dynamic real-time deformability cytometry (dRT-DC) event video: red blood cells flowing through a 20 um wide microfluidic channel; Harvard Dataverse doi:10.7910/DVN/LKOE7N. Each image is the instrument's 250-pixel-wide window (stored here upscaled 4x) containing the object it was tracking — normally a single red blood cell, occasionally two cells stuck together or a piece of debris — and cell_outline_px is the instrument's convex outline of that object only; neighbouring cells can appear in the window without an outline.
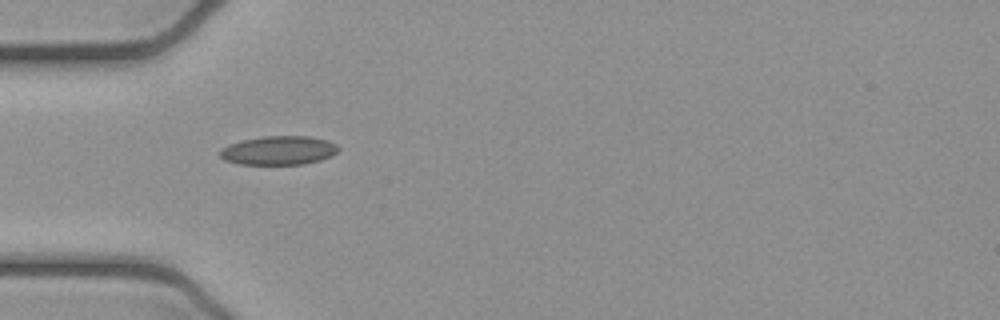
{"species": "common noctule bat (a hibernating species)", "species_latin": "Nyctalus noctula", "temperature_condition": "cold", "stored_images_in_passage": 2, "camera_frame_rate_fps": 3000, "um_per_image_px": 0.085, "animal": {"sex": "female", "body_mass_g": 21.9}, "frame": {"image": 1, "passage_image": 1, "time_ms": 0.0, "image_size_px": [1000, 320], "cell_outline_px": [[340, 148], [332, 156], [320, 160], [304, 164], [236, 164], [224, 160], [220, 156], [220, 148], [228, 144], [244, 140], [264, 136], [308, 136], [328, 140], [336, 144]], "centroid_in_image_um": [23.68, 12.79], "position_along_channel_um": 61.3, "area_um2": 20.0}}
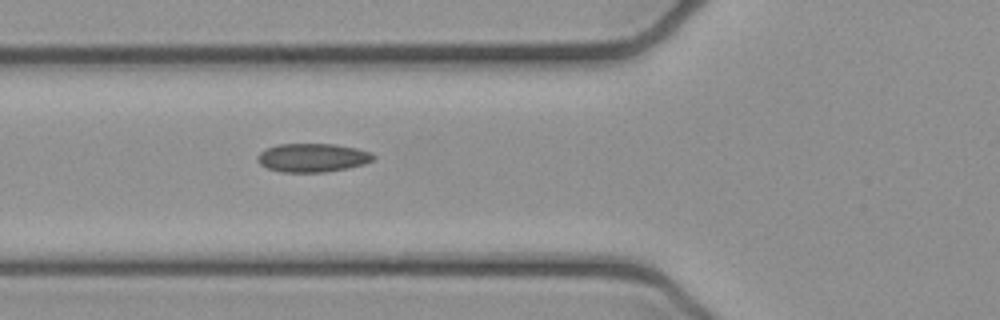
{"frame": {"image": 2, "passage_image": 2, "time_ms": 0.333, "image_size_px": [1000, 320], "cell_outline_px": [[376, 156], [372, 160], [364, 164], [348, 168], [324, 172], [280, 172], [268, 168], [260, 164], [256, 160], [256, 156], [260, 152], [276, 144], [332, 144], [356, 148], [372, 152]], "centroid_in_image_um": [26.56, 13.4], "position_along_channel_um": 99.2, "area_um2": 19.36}}